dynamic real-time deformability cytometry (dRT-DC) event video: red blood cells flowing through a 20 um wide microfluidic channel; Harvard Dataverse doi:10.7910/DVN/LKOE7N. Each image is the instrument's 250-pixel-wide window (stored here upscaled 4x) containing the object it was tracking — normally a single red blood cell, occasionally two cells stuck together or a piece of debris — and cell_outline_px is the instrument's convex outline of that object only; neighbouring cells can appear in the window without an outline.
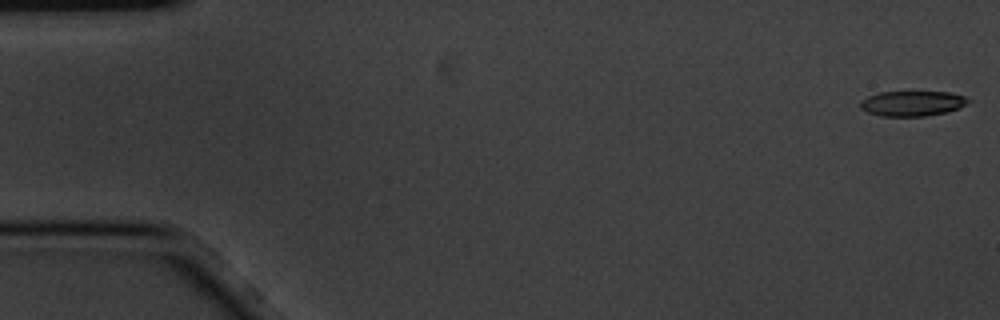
{"species": "common noctule bat (a hibernating species)", "species_latin": "Nyctalus noctula", "temperature_condition": "cold", "stored_images_in_passage": 5, "camera_frame_rate_fps": 3000, "um_per_image_px": 0.085, "animal": {"sex": "male", "body_mass_g": 20.1, "forearm_length_mm": 53.5}, "frame": {"image": 1, "passage_image": 1, "time_ms": 0.0, "image_size_px": [1000, 320], "cell_outline_px": [[972, 100], [960, 108], [948, 112], [924, 116], [880, 116], [868, 112], [860, 108], [860, 100], [868, 96], [880, 92], [948, 92], [964, 96]], "centroid_in_image_um": [77.55, 8.79], "position_along_channel_um": 7.4, "area_um2": 15.9}}
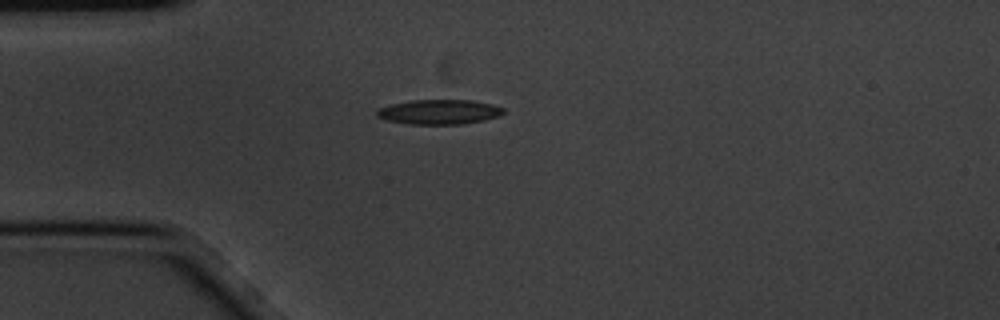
{"frame": {"image": 2, "passage_image": 5, "time_ms": 1.333, "image_size_px": [1000, 320], "cell_outline_px": [[504, 112], [500, 116], [484, 120], [460, 124], [408, 124], [384, 120], [376, 116], [376, 112], [380, 108], [392, 104], [412, 100], [472, 100], [492, 104], [504, 108]], "centroid_in_image_um": [37.33, 9.51], "position_along_channel_um": 47.7, "area_um2": 18.26}}